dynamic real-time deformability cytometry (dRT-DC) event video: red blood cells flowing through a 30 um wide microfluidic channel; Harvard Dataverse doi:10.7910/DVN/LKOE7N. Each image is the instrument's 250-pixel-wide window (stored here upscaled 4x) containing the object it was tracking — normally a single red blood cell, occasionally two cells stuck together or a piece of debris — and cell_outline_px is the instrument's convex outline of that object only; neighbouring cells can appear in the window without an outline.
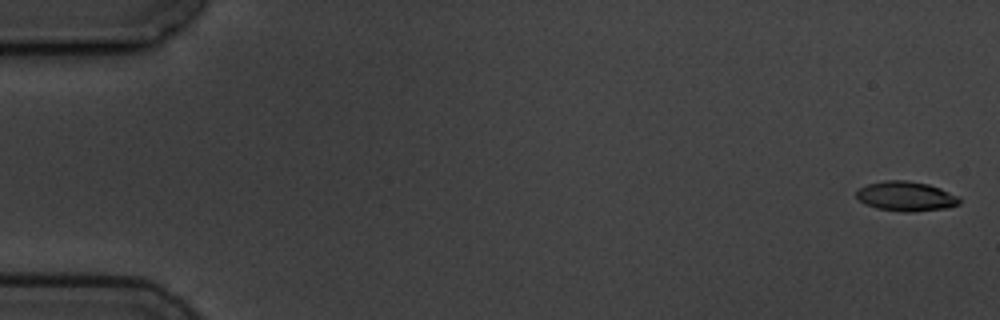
{"species": "common noctule bat (a hibernating species)", "species_latin": "Nyctalus noctula", "temperature_condition": "cold", "stored_images_in_passage": 11, "camera_frame_rate_fps": 3000, "um_per_image_px": 0.085, "animal": {"sex": "male", "body_mass_g": 19.5, "forearm_length_mm": 54.6}, "frame": {"image": 1, "passage_image": 1, "time_ms": 0.0, "image_size_px": [1000, 320], "cell_outline_px": [[960, 204], [948, 208], [912, 212], [904, 212], [876, 208], [864, 204], [856, 196], [856, 192], [860, 188], [868, 184], [884, 180], [904, 180], [928, 184], [940, 188], [960, 196]], "centroid_in_image_um": [77.03, 16.69], "position_along_channel_um": 8.0, "area_um2": 17.92}}
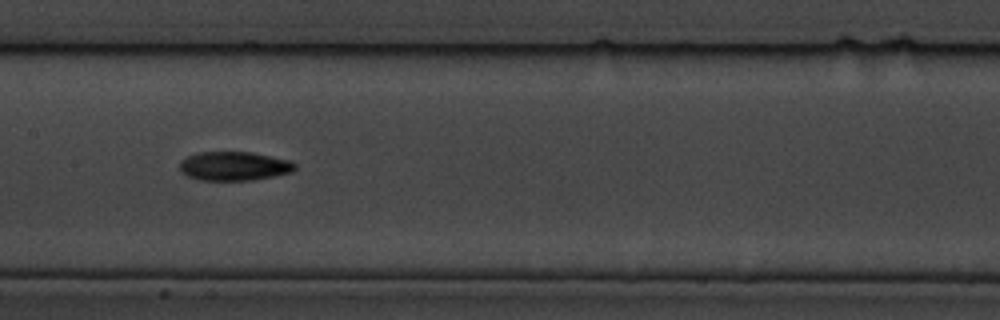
{"frame": {"image": 2, "passage_image": 8, "time_ms": 9.0, "image_size_px": [1000, 320], "cell_outline_px": [[296, 168], [292, 172], [276, 176], [252, 180], [200, 180], [188, 176], [180, 172], [180, 160], [196, 152], [252, 152], [288, 160], [296, 164]], "centroid_in_image_um": [19.89, 14.12], "position_along_channel_um": 187.5, "area_um2": 19.54}}
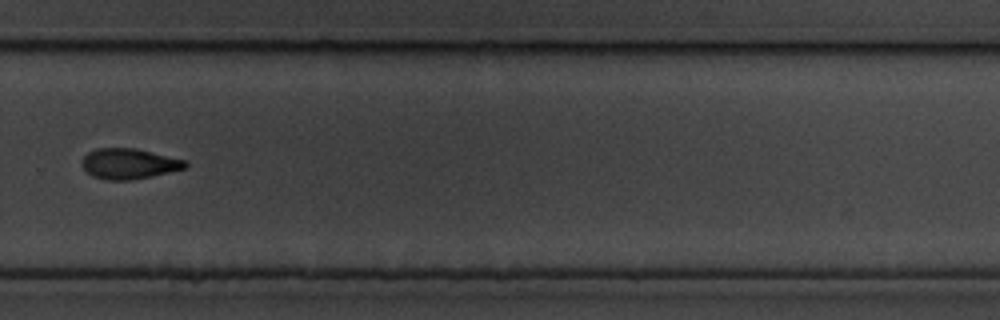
{"frame": {"image": 3, "passage_image": 11, "time_ms": 12.667, "image_size_px": [1000, 320], "cell_outline_px": [[188, 168], [152, 176], [132, 180], [108, 180], [92, 176], [80, 164], [80, 160], [88, 152], [96, 148], [136, 148], [188, 160]], "centroid_in_image_um": [10.99, 13.91], "position_along_channel_um": 318.8, "area_um2": 18.67}}